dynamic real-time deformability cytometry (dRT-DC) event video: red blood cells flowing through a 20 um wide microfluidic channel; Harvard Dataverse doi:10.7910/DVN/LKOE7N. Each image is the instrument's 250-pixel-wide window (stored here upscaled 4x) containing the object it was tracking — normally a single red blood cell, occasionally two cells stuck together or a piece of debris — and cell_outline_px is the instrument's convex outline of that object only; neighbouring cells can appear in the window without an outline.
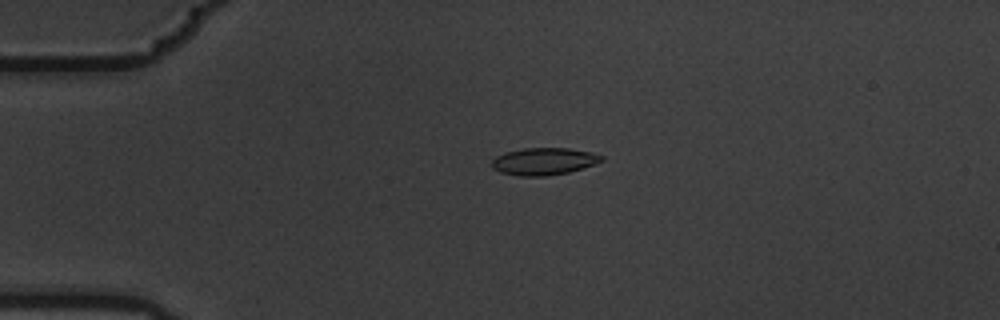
{"species": "common noctule bat (a hibernating species)", "species_latin": "Nyctalus noctula", "temperature_condition": "warm", "stored_images_in_passage": 5, "camera_frame_rate_fps": 3000, "um_per_image_px": 0.085, "animal": {"sex": "male", "body_mass_g": 19.5, "forearm_length_mm": 54.6}, "frame": {"image": 1, "passage_image": 4, "time_ms": 1.0, "image_size_px": [1000, 320], "cell_outline_px": [[604, 160], [568, 172], [548, 176], [520, 176], [500, 172], [492, 168], [492, 160], [496, 156], [504, 152], [524, 148], [568, 148], [592, 152], [604, 156]], "centroid_in_image_um": [46.2, 13.71], "position_along_channel_um": 38.8, "area_um2": 17.34}}